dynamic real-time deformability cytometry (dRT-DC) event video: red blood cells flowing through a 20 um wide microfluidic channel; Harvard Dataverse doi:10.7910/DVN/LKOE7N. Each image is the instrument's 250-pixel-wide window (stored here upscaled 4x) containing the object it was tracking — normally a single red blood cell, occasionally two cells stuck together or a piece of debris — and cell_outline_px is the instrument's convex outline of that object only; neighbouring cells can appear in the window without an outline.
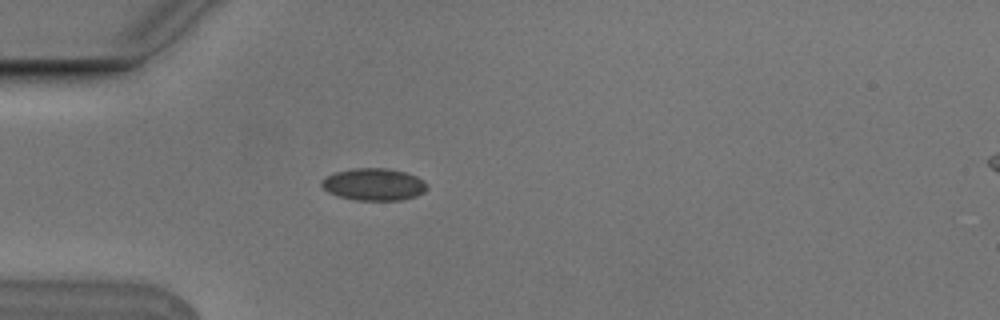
{"species": "Egyptian fruit bat (a non-hibernating species)", "species_latin": "Rousettus aegyptiacus", "temperature_condition": "cold", "stored_images_in_passage": 5, "camera_frame_rate_fps": 3000, "um_per_image_px": 0.085, "animal": {"sex": "male"}, "frame": {"image": 1, "passage_image": 5, "time_ms": 1.333, "image_size_px": [1000, 320], "cell_outline_px": [[428, 188], [424, 192], [416, 196], [400, 200], [356, 200], [336, 196], [328, 192], [320, 184], [320, 180], [336, 172], [352, 168], [388, 168], [404, 172], [416, 176], [424, 180], [428, 184]], "centroid_in_image_um": [31.78, 15.67], "position_along_channel_um": 53.2, "area_um2": 19.88}}